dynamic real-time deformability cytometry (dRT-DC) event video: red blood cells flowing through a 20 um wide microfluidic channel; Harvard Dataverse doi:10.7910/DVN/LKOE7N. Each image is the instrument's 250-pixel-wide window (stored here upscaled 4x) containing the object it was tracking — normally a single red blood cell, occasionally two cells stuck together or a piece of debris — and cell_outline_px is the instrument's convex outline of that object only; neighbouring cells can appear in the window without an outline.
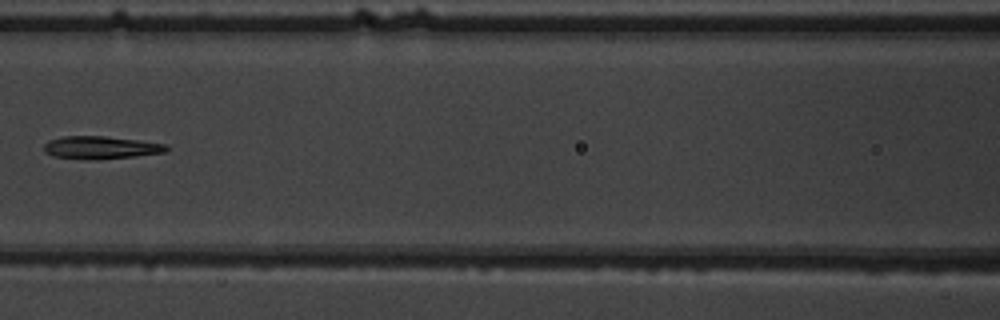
{"species": "common noctule bat (a hibernating species)", "species_latin": "Nyctalus noctula", "temperature_condition": "warm", "stored_images_in_passage": 7, "camera_frame_rate_fps": 3000, "um_per_image_px": 0.085, "animal": {"sex": "male", "body_mass_g": 19.5, "forearm_length_mm": 54.6}, "frame": {"image": 1, "passage_image": 6, "time_ms": 6.0, "image_size_px": [1000, 320], "cell_outline_px": [[168, 148], [164, 152], [136, 156], [96, 160], [88, 160], [52, 156], [44, 152], [44, 144], [48, 140], [64, 136], [104, 136], [168, 144]], "centroid_in_image_um": [8.53, 12.55], "position_along_channel_um": 158.1, "area_um2": 16.3}}
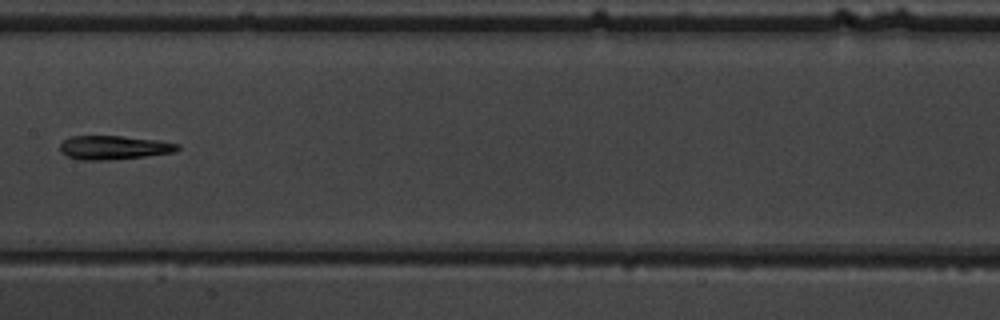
{"frame": {"image": 2, "passage_image": 7, "time_ms": 7.0, "image_size_px": [1000, 320], "cell_outline_px": [[180, 148], [176, 152], [148, 156], [108, 160], [80, 160], [68, 156], [60, 152], [60, 144], [68, 136], [120, 136], [160, 140], [180, 144]], "centroid_in_image_um": [9.7, 12.54], "position_along_channel_um": 197.7, "area_um2": 16.53}}